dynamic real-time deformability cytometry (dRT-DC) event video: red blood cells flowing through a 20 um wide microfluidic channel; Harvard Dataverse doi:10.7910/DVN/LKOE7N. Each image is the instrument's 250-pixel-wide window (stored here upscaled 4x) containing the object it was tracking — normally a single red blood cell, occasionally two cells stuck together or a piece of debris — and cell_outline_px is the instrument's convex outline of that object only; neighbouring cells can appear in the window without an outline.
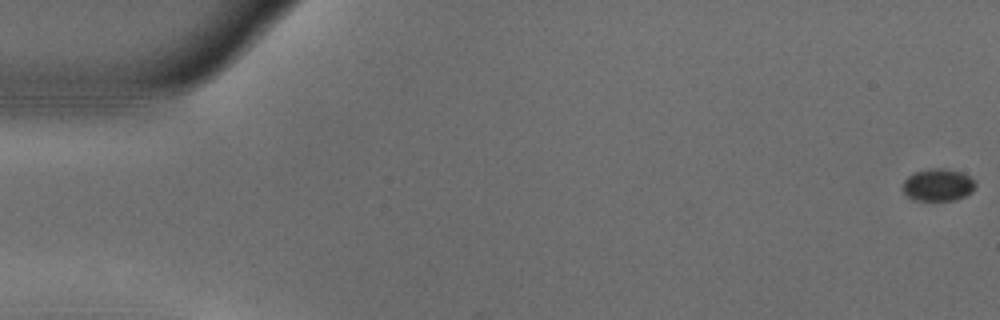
{"species": "common noctule bat (a hibernating species)", "species_latin": "Nyctalus noctula", "temperature_condition": "warm", "stored_images_in_passage": 55, "camera_frame_rate_fps": 3000, "um_per_image_px": 0.085, "animal": {"sex": "male", "body_mass_g": 18.8}, "frame": {"image": 1, "passage_image": 1, "time_ms": 0.0, "image_size_px": [1000, 320], "cell_outline_px": [[976, 188], [972, 192], [956, 200], [912, 200], [904, 192], [904, 180], [908, 176], [916, 172], [928, 168], [940, 168], [964, 172], [976, 184]], "centroid_in_image_um": [79.75, 15.71], "position_along_channel_um": 5.2, "area_um2": 13.64}}
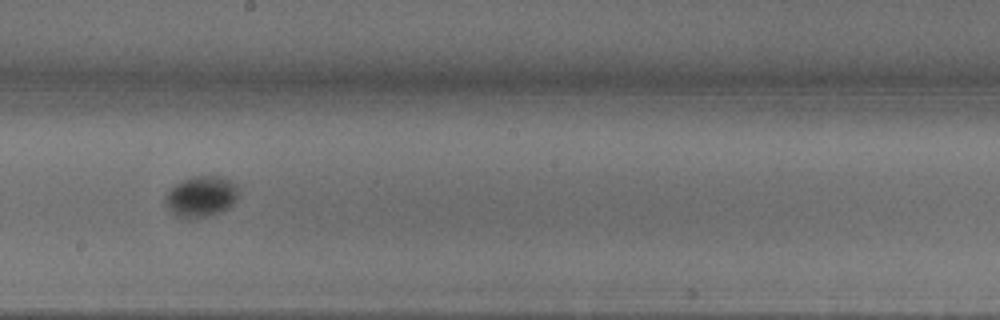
{"frame": {"image": 2, "passage_image": 31, "time_ms": 10.0, "image_size_px": [1000, 320], "cell_outline_px": [[236, 200], [228, 208], [212, 216], [192, 220], [188, 220], [176, 216], [168, 208], [164, 200], [164, 196], [180, 180], [192, 176], [224, 176], [236, 188]], "centroid_in_image_um": [17.04, 16.74], "position_along_channel_um": 231.2, "area_um2": 17.57}}
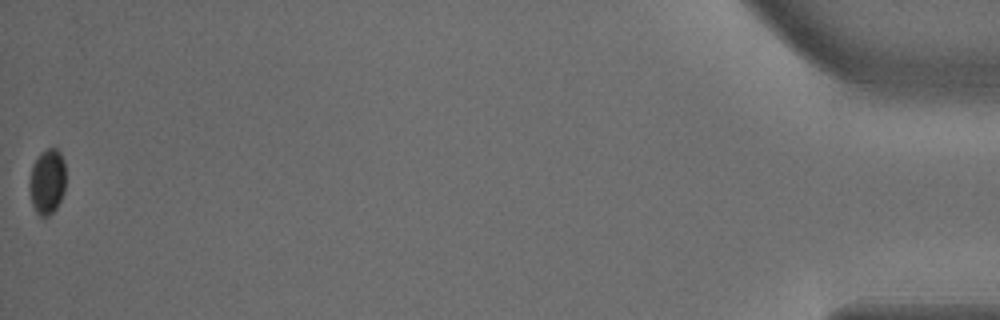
{"frame": {"image": 3, "passage_image": 55, "time_ms": 18.0, "image_size_px": [1000, 320], "cell_outline_px": [[64, 192], [56, 208], [48, 216], [40, 216], [36, 212], [32, 204], [28, 188], [28, 180], [32, 164], [36, 156], [40, 152], [48, 148], [56, 148], [60, 152], [64, 160]], "centroid_in_image_um": [3.97, 15.41], "position_along_channel_um": 431.2, "area_um2": 14.05}, "authors_computed_cell_mechanics": {"area_um2": 15.4904, "velocity_mm_per_s": 3.7299, "shape_relaxation_time_tau1_ms": 2.7052, "shape_relaxation_time_tau2_ms": null, "deformation_change_tau1": 0.0349, "deformation_change_tau2": null}}